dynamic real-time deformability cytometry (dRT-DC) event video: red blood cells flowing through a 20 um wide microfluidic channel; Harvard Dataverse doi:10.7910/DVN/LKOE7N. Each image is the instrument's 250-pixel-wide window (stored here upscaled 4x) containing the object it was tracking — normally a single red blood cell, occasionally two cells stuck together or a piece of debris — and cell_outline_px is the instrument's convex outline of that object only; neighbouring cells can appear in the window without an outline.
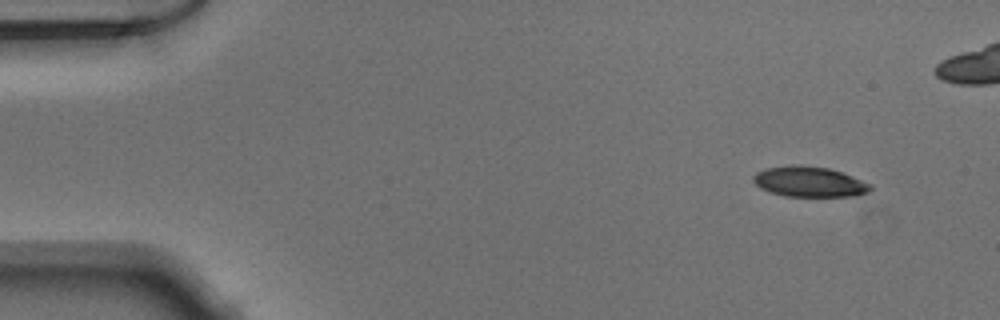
{"species": "Egyptian fruit bat (a non-hibernating species)", "species_latin": "Rousettus aegyptiacus", "temperature_condition": "warm", "stored_images_in_passage": 48, "camera_frame_rate_fps": 3000, "um_per_image_px": 0.085, "animal": {"sex": "male"}, "frame": {"image": 1, "passage_image": 1, "time_ms": 0.0, "image_size_px": [1000, 320], "cell_outline_px": [[872, 188], [868, 192], [856, 196], [784, 196], [760, 188], [752, 180], [752, 176], [756, 172], [768, 168], [792, 164], [800, 164], [828, 168], [852, 176], [872, 184]], "centroid_in_image_um": [68.79, 15.44], "position_along_channel_um": 16.2, "area_um2": 20.75}}
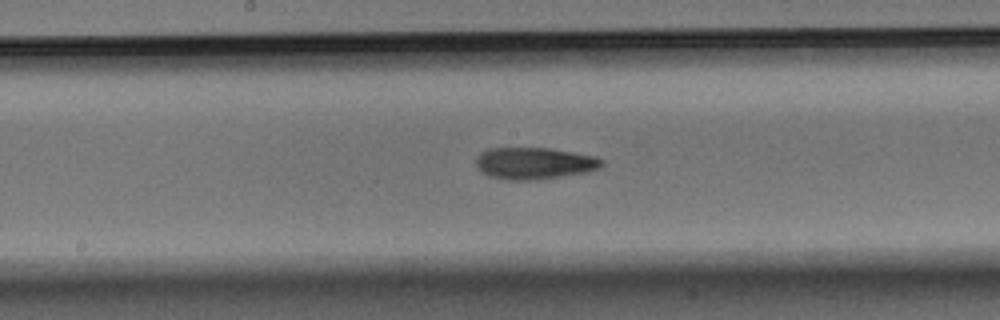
{"frame": {"image": 2, "passage_image": 23, "time_ms": 7.333, "image_size_px": [1000, 320], "cell_outline_px": [[604, 164], [600, 168], [588, 172], [536, 180], [508, 180], [488, 176], [476, 164], [476, 160], [480, 152], [488, 148], [548, 148], [596, 156], [604, 160]], "centroid_in_image_um": [45.45, 13.88], "position_along_channel_um": 202.7, "area_um2": 23.35}}
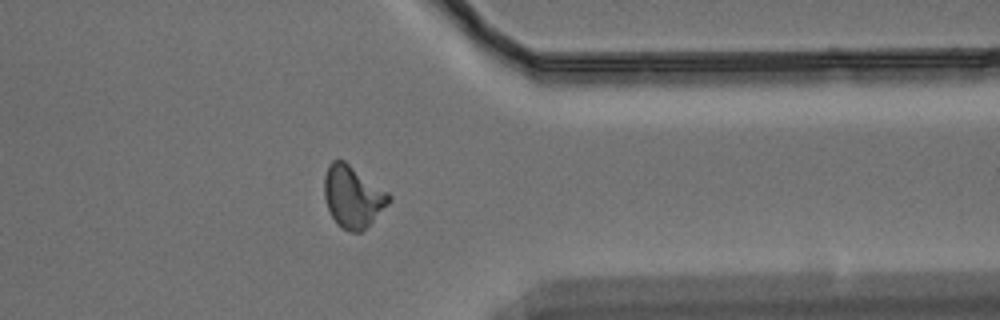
{"frame": {"image": 3, "passage_image": 37, "time_ms": 12.0, "image_size_px": [1000, 320], "cell_outline_px": [[392, 200], [360, 232], [348, 232], [336, 224], [328, 208], [324, 196], [324, 176], [328, 164], [332, 160], [344, 160], [388, 192], [392, 196]], "centroid_in_image_um": [29.97, 16.7], "position_along_channel_um": 381.4, "area_um2": 23.12}}